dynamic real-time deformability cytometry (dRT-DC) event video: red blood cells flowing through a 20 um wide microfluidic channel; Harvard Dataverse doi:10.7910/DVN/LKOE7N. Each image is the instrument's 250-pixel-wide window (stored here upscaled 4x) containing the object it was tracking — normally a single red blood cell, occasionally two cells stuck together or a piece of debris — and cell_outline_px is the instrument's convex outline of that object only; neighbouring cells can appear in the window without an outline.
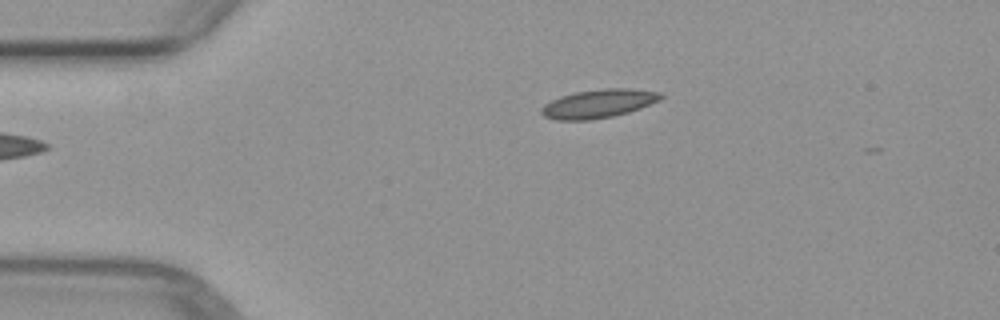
{"species": "common noctule bat (a hibernating species)", "species_latin": "Nyctalus noctula", "temperature_condition": "warm", "stored_images_in_passage": 5, "camera_frame_rate_fps": 3000, "um_per_image_px": 0.085, "animal": {"sex": "female", "body_mass_g": 29.2, "forearm_length_mm": 56.3}, "frame": {"image": 1, "passage_image": 5, "time_ms": 5.0, "image_size_px": [1000, 320], "cell_outline_px": [[664, 96], [660, 100], [640, 108], [628, 112], [612, 116], [588, 120], [556, 120], [544, 116], [540, 112], [540, 108], [544, 104], [560, 96], [576, 92], [604, 88], [628, 88], [660, 92]], "centroid_in_image_um": [50.86, 8.8], "position_along_channel_um": 34.1, "area_um2": 19.83}}